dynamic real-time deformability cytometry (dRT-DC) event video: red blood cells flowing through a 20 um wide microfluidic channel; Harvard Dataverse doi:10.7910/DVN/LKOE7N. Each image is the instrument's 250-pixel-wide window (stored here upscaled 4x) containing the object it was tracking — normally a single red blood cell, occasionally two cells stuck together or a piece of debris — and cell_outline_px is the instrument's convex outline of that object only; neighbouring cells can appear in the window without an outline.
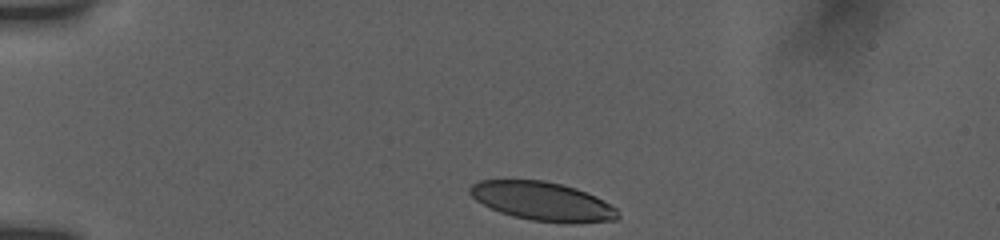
{"species": "human", "species_latin": "Homo sapiens", "temperature_condition": "room temperature", "stored_images_in_passage": 37, "camera_frame_rate_fps": 3000, "um_per_image_px": 0.085, "donor": {"sex": "female"}, "frame": {"image": 1, "passage_image": 1, "time_ms": 0.0, "image_size_px": [1000, 240], "cell_outline_px": [[620, 216], [616, 220], [572, 224], [564, 224], [532, 220], [512, 216], [500, 212], [476, 200], [468, 192], [468, 188], [472, 184], [480, 180], [544, 180], [576, 188], [596, 196], [616, 208]], "centroid_in_image_um": [46.13, 17.12], "position_along_channel_um": 38.9, "area_um2": 33.52}}
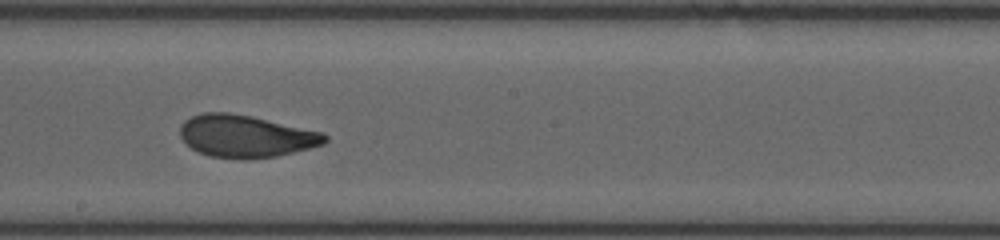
{"frame": {"image": 2, "passage_image": 20, "time_ms": 6.333, "image_size_px": [1000, 240], "cell_outline_px": [[328, 140], [324, 144], [276, 156], [248, 160], [244, 160], [208, 156], [196, 152], [180, 136], [180, 124], [184, 120], [200, 112], [228, 112], [252, 116], [324, 132], [328, 136]], "centroid_in_image_um": [20.88, 11.58], "position_along_channel_um": 227.3, "area_um2": 36.07}}
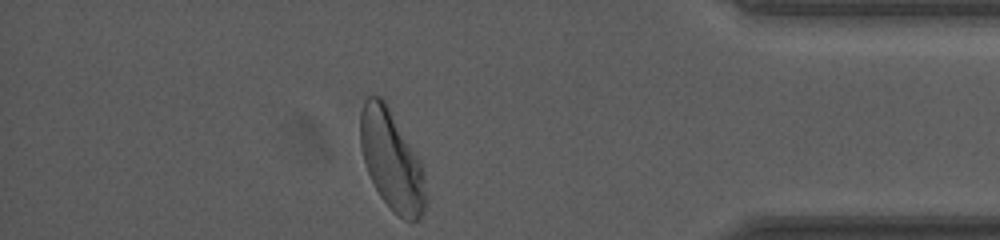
{"frame": {"image": 3, "passage_image": 36, "time_ms": 11.667, "image_size_px": [1000, 240], "cell_outline_px": [[428, 200], [424, 212], [416, 220], [404, 220], [380, 196], [368, 172], [364, 160], [360, 144], [360, 112], [364, 100], [368, 96], [380, 96], [384, 100], [420, 160], [424, 168]], "centroid_in_image_um": [33.31, 13.63], "position_along_channel_um": 401.9, "area_um2": 37.8}, "authors_computed_cell_mechanics": {"area_um2": 35.836, "velocity_mm_per_s": 3.8135, "shape_relaxation_time_tau1_ms": 4.1524, "shape_relaxation_time_tau2_ms": 1.0057, "deformation_change_tau1": 0.1734, "deformation_change_tau2": 0.0721}}